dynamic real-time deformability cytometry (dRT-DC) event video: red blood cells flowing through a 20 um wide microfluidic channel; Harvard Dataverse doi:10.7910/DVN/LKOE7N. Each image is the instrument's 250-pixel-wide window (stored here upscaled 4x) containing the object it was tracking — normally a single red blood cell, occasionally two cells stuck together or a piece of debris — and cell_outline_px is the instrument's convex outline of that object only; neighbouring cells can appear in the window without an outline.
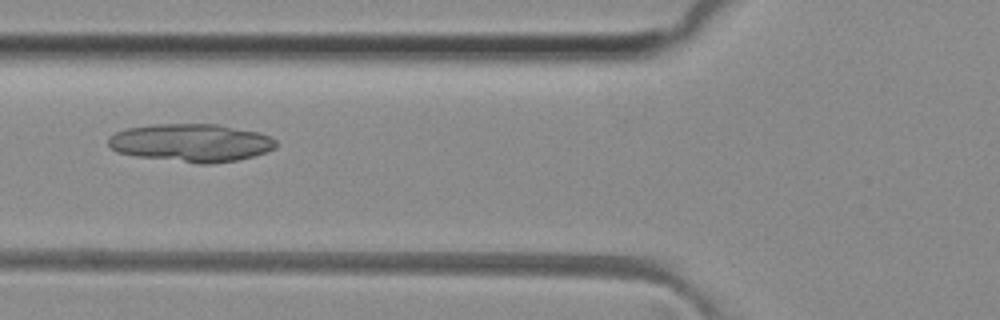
{"species": "common noctule bat (a hibernating species)", "species_latin": "Nyctalus noctula", "temperature_condition": "room temperature", "stored_images_in_passage": 39, "camera_frame_rate_fps": 3000, "um_per_image_px": 0.085, "animal": {"sex": "female", "body_mass_g": 29.2, "forearm_length_mm": 56.3}, "frame": {"image": 1, "passage_image": 8, "time_ms": 2.333, "image_size_px": [1000, 320], "cell_outline_px": [[276, 148], [252, 156], [236, 160], [212, 164], [196, 164], [136, 156], [116, 152], [108, 144], [108, 140], [116, 132], [124, 128], [152, 124], [220, 124], [260, 132], [276, 140]], "centroid_in_image_um": [16.24, 12.13], "position_along_channel_um": 109.6, "area_um2": 37.34}}
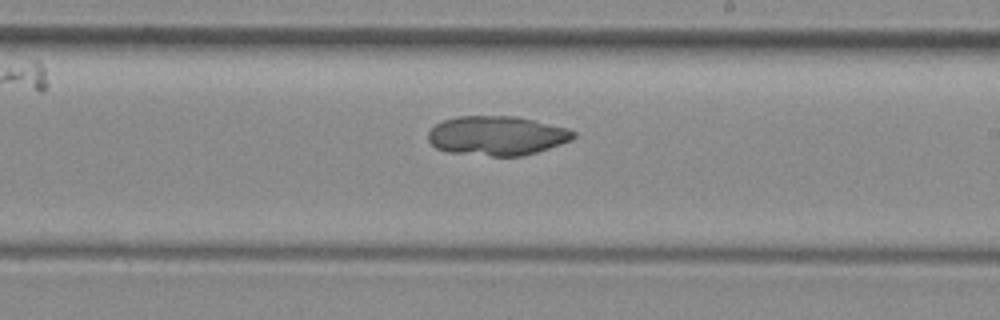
{"frame": {"image": 2, "passage_image": 18, "time_ms": 5.667, "image_size_px": [1000, 320], "cell_outline_px": [[576, 136], [572, 140], [536, 152], [520, 156], [492, 156], [448, 152], [436, 148], [428, 140], [428, 132], [436, 124], [444, 120], [456, 116], [516, 116], [568, 128], [576, 132]], "centroid_in_image_um": [42.24, 11.53], "position_along_channel_um": 246.8, "area_um2": 33.29}}
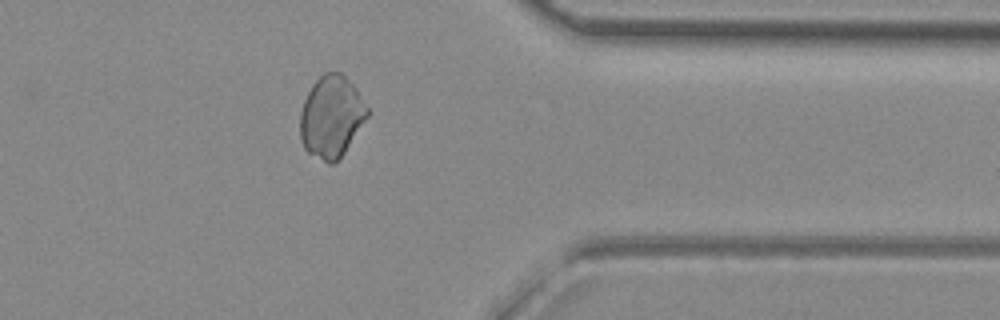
{"frame": {"image": 3, "passage_image": 29, "time_ms": 9.333, "image_size_px": [1000, 320], "cell_outline_px": [[372, 112], [344, 152], [332, 164], [328, 164], [308, 152], [304, 148], [300, 136], [300, 112], [304, 100], [312, 84], [324, 72], [340, 72], [356, 88]], "centroid_in_image_um": [28.18, 9.91], "position_along_channel_um": 383.2, "area_um2": 32.14}}